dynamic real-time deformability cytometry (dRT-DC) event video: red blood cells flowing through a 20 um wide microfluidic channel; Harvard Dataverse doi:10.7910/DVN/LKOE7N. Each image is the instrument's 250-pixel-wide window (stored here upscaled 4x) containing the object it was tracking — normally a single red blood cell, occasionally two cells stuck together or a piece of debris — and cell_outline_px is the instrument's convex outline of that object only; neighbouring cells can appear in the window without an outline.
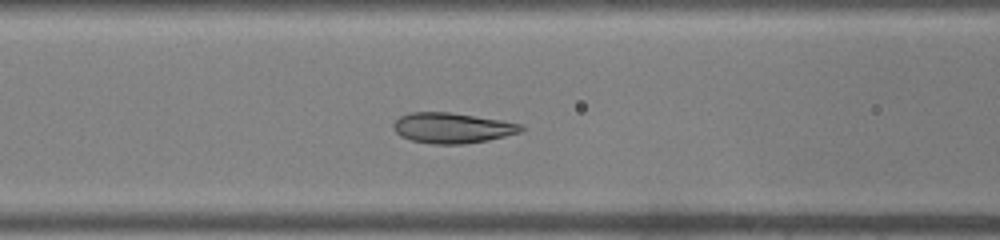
{"species": "common noctule bat (a hibernating species)", "species_latin": "Nyctalus noctula", "temperature_condition": "warm", "stored_images_in_passage": 40, "camera_frame_rate_fps": 3000, "um_per_image_px": 0.085, "animal": {"sex": "male", "body_mass_g": 19.0, "forearm_length_mm": 50.8}, "frame": {"image": 1, "passage_image": 14, "time_ms": 4.333, "image_size_px": [1000, 240], "cell_outline_px": [[524, 128], [520, 132], [488, 140], [464, 144], [432, 144], [412, 140], [400, 136], [396, 132], [392, 124], [400, 116], [412, 112], [452, 112], [524, 124]], "centroid_in_image_um": [38.44, 10.87], "position_along_channel_um": 128.2, "area_um2": 22.6}}
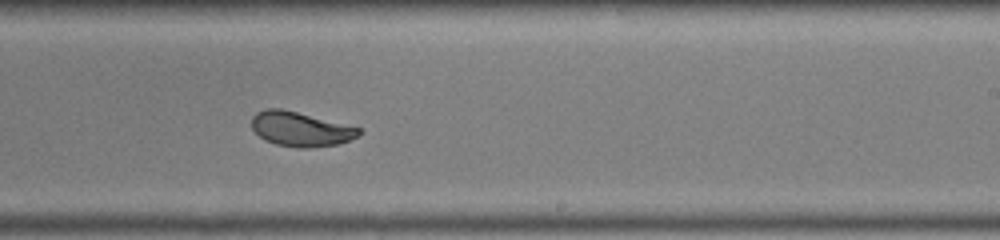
{"frame": {"image": 2, "passage_image": 23, "time_ms": 7.333, "image_size_px": [1000, 240], "cell_outline_px": [[360, 132], [356, 136], [348, 140], [336, 144], [312, 148], [296, 148], [276, 144], [264, 140], [252, 128], [252, 116], [256, 112], [264, 108], [280, 108], [360, 128]], "centroid_in_image_um": [25.48, 10.97], "position_along_channel_um": 263.5, "area_um2": 21.27}}
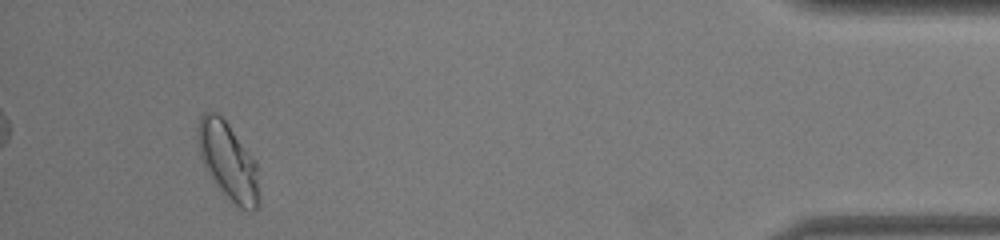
{"frame": {"image": 3, "passage_image": 37, "time_ms": 12.0, "image_size_px": [1000, 240], "cell_outline_px": [[260, 204], [252, 212], [240, 208], [216, 184], [204, 164], [200, 156], [196, 128], [200, 116], [204, 112], [216, 112], [228, 124], [252, 156], [256, 164]], "centroid_in_image_um": [19.39, 13.68], "position_along_channel_um": 415.8, "area_um2": 27.05}}